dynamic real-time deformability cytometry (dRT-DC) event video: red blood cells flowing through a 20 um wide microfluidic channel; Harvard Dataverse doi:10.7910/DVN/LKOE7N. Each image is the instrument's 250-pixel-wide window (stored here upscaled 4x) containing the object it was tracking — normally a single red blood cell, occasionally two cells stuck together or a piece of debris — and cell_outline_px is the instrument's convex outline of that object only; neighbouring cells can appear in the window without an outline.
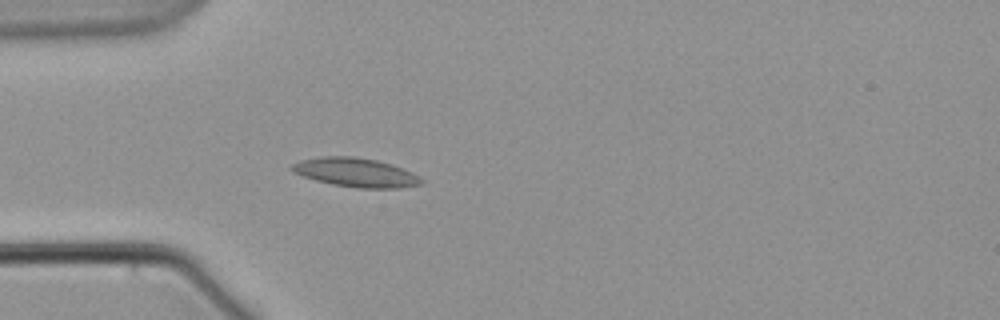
{"species": "common noctule bat (a hibernating species)", "species_latin": "Nyctalus noctula", "temperature_condition": "warm", "stored_images_in_passage": 7, "camera_frame_rate_fps": 3000, "um_per_image_px": 0.085, "animal": {"sex": "male", "body_mass_g": 21.5, "forearm_length_mm": 52.0}, "frame": {"image": 1, "passage_image": 6, "time_ms": 6.0, "image_size_px": [1000, 320], "cell_outline_px": [[424, 180], [420, 184], [400, 188], [356, 188], [332, 184], [316, 180], [292, 172], [288, 168], [292, 164], [300, 160], [320, 156], [352, 156], [376, 160], [392, 164], [404, 168], [420, 176]], "centroid_in_image_um": [30.23, 14.65], "position_along_channel_um": 54.8, "area_um2": 22.02}}